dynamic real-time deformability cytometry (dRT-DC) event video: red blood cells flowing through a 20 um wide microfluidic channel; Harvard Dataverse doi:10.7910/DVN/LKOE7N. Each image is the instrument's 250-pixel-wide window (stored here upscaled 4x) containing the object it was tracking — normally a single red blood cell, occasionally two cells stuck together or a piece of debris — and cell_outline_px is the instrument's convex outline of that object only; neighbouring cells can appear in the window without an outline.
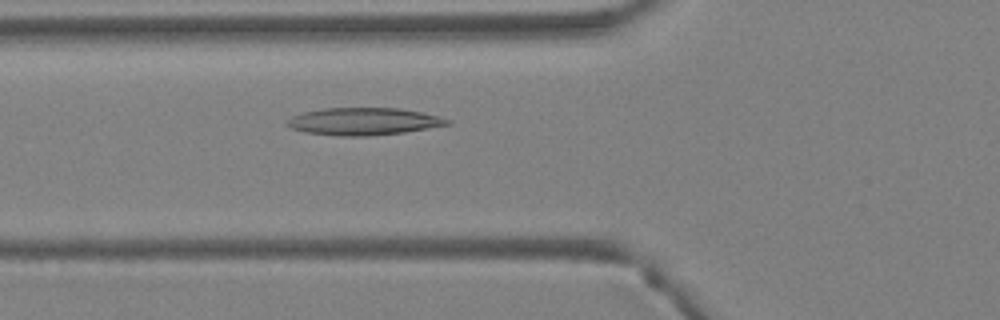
{"species": "Egyptian fruit bat (a non-hibernating species)", "species_latin": "Rousettus aegyptiacus", "temperature_condition": "warm", "stored_images_in_passage": 7, "camera_frame_rate_fps": 3000, "um_per_image_px": 0.085, "animal": {"sex": "female"}, "frame": {"image": 1, "passage_image": 7, "time_ms": 2.0, "image_size_px": [1000, 320], "cell_outline_px": [[452, 124], [404, 132], [368, 136], [336, 136], [304, 132], [292, 128], [284, 124], [292, 116], [304, 112], [324, 108], [396, 108], [420, 112], [452, 120]], "centroid_in_image_um": [30.88, 10.33], "position_along_channel_um": 94.9, "area_um2": 25.43}}